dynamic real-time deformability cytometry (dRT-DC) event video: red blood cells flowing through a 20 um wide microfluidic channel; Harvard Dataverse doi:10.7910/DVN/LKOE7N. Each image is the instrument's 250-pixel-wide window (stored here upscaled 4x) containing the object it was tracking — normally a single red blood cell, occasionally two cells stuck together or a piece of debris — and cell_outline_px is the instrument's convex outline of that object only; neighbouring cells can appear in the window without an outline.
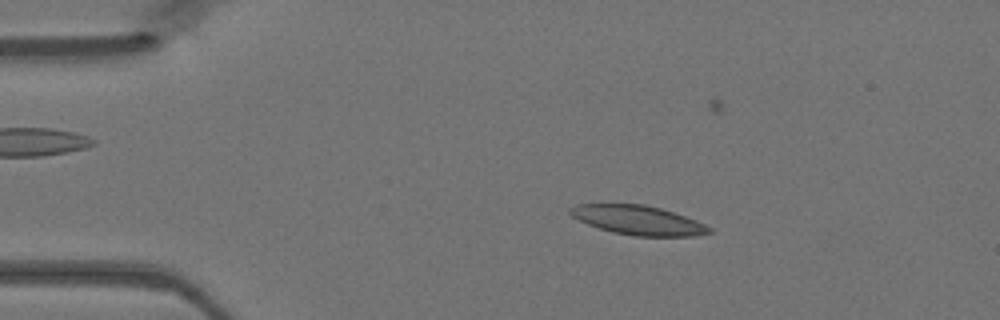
{"species": "Egyptian fruit bat (a non-hibernating species)", "species_latin": "Rousettus aegyptiacus", "temperature_condition": "warm", "stored_images_in_passage": 51, "camera_frame_rate_fps": 3000, "um_per_image_px": 0.085, "animal": {"sex": "female"}, "frame": {"image": 1, "passage_image": 12, "time_ms": 3.667, "image_size_px": [1000, 320], "cell_outline_px": [[712, 232], [692, 236], [636, 236], [612, 232], [588, 224], [572, 216], [568, 212], [568, 208], [576, 204], [644, 204], [660, 208], [696, 220], [712, 228]], "centroid_in_image_um": [54.22, 18.71], "position_along_channel_um": 30.8, "area_um2": 23.52}}
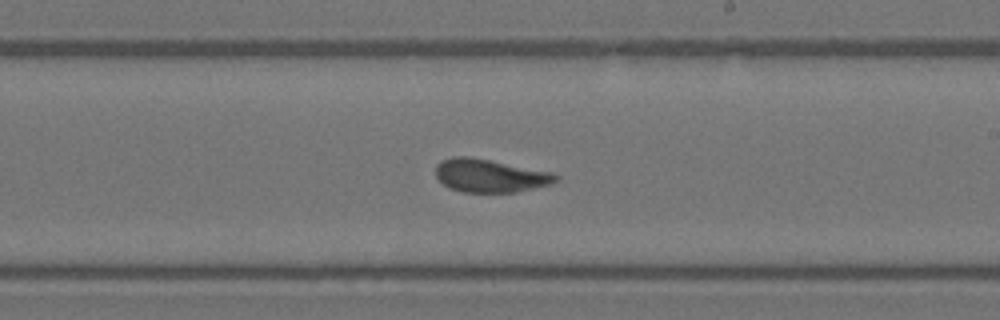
{"frame": {"image": 2, "passage_image": 31, "time_ms": 10.0, "image_size_px": [1000, 320], "cell_outline_px": [[560, 180], [552, 184], [516, 192], [464, 192], [448, 188], [436, 176], [436, 164], [440, 160], [452, 156], [468, 156], [552, 172], [560, 176]], "centroid_in_image_um": [41.66, 14.93], "position_along_channel_um": 247.3, "area_um2": 23.29}}
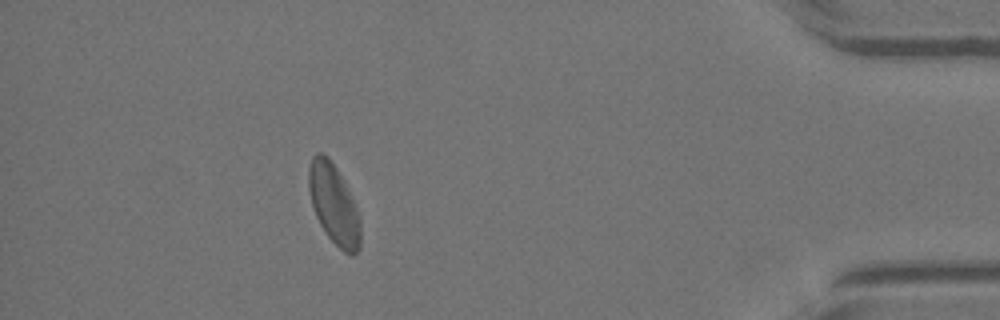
{"frame": {"image": 3, "passage_image": 46, "time_ms": 15.0, "image_size_px": [1000, 320], "cell_outline_px": [[360, 248], [352, 256], [344, 252], [328, 236], [320, 224], [316, 216], [312, 204], [308, 188], [308, 168], [312, 156], [316, 152], [320, 152], [328, 156], [336, 168], [356, 208], [360, 220]], "centroid_in_image_um": [28.35, 17.35], "position_along_channel_um": 406.9, "area_um2": 23.7}}